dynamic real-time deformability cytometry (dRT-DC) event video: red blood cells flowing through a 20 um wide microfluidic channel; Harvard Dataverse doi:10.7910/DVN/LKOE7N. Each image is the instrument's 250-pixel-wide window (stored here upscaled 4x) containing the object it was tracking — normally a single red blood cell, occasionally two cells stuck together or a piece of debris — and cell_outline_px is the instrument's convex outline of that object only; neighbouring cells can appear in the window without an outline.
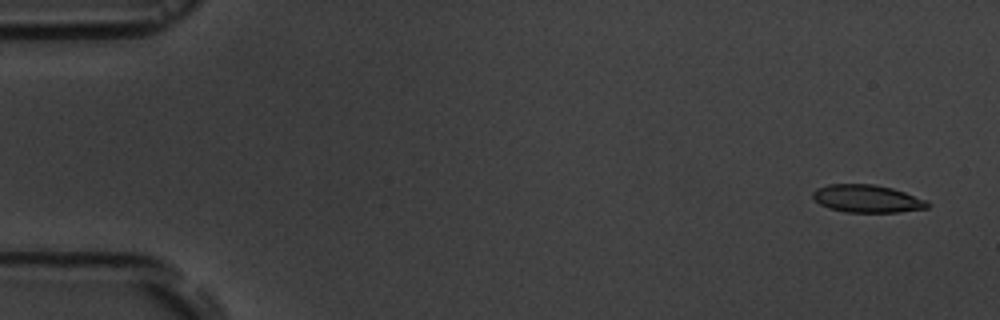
{"species": "common noctule bat (a hibernating species)", "species_latin": "Nyctalus noctula", "temperature_condition": "room temperature", "stored_images_in_passage": 4, "camera_frame_rate_fps": 3000, "um_per_image_px": 0.085, "animal": {"sex": "male", "body_mass_g": 19.5, "forearm_length_mm": 54.6}, "frame": {"image": 1, "passage_image": 1, "time_ms": 0.0, "image_size_px": [1000, 320], "cell_outline_px": [[932, 204], [928, 208], [900, 212], [844, 212], [828, 208], [820, 204], [812, 196], [812, 192], [816, 188], [828, 184], [876, 184], [892, 188], [928, 200]], "centroid_in_image_um": [73.73, 16.89], "position_along_channel_um": 11.3, "area_um2": 18.73}}
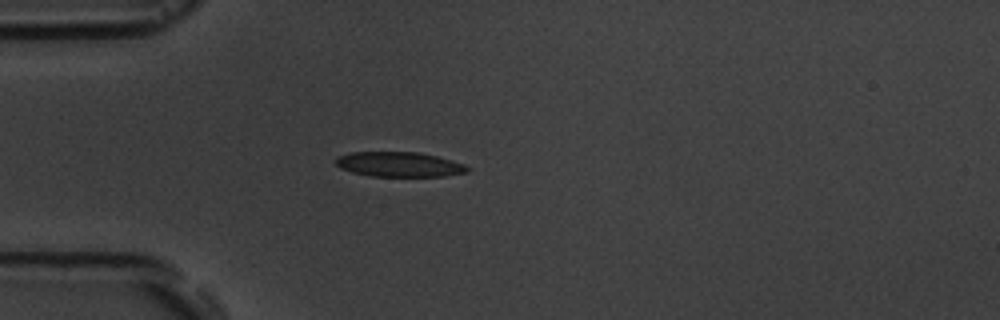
{"frame": {"image": 2, "passage_image": 4, "time_ms": 4.333, "image_size_px": [1000, 320], "cell_outline_px": [[468, 172], [444, 176], [372, 176], [352, 172], [340, 168], [336, 164], [336, 156], [352, 152], [416, 152], [436, 156], [452, 160], [464, 164], [468, 168]], "centroid_in_image_um": [33.91, 13.97], "position_along_channel_um": 51.1, "area_um2": 18.96}}